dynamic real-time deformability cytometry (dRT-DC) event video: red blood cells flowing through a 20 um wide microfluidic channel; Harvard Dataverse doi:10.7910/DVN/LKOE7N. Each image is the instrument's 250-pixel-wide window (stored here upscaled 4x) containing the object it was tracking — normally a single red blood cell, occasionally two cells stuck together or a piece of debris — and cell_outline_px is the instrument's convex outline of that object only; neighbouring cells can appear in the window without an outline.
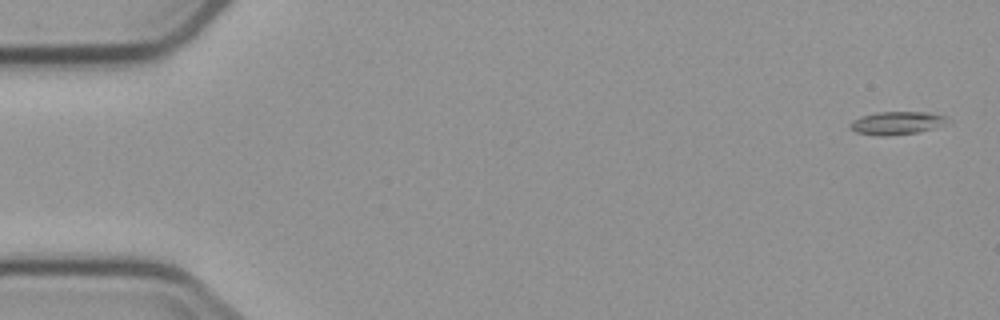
{"species": "common noctule bat (a hibernating species)", "species_latin": "Nyctalus noctula", "temperature_condition": "cold", "stored_images_in_passage": 5, "camera_frame_rate_fps": 3000, "um_per_image_px": 0.085, "animal": {"sex": "male", "body_mass_g": 23.1, "forearm_length_mm": 52.7}, "frame": {"image": 1, "passage_image": 1, "time_ms": 0.0, "image_size_px": [1000, 320], "cell_outline_px": [[952, 120], [948, 124], [916, 132], [884, 136], [880, 136], [856, 132], [852, 128], [852, 120], [860, 116], [876, 112], [928, 112], [948, 116]], "centroid_in_image_um": [76.31, 10.43], "position_along_channel_um": 8.7, "area_um2": 13.06}}
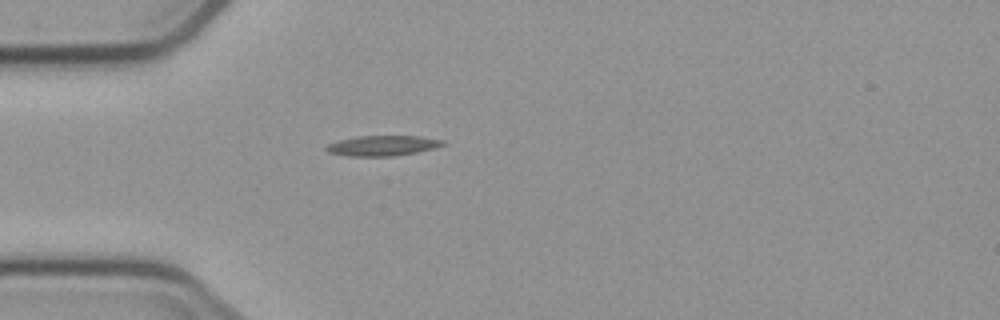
{"frame": {"image": 2, "passage_image": 5, "time_ms": 4.667, "image_size_px": [1000, 320], "cell_outline_px": [[448, 144], [436, 148], [416, 152], [392, 156], [348, 156], [328, 152], [324, 148], [328, 144], [340, 140], [356, 136], [420, 136], [444, 140]], "centroid_in_image_um": [32.56, 12.37], "position_along_channel_um": 52.4, "area_um2": 13.81}}